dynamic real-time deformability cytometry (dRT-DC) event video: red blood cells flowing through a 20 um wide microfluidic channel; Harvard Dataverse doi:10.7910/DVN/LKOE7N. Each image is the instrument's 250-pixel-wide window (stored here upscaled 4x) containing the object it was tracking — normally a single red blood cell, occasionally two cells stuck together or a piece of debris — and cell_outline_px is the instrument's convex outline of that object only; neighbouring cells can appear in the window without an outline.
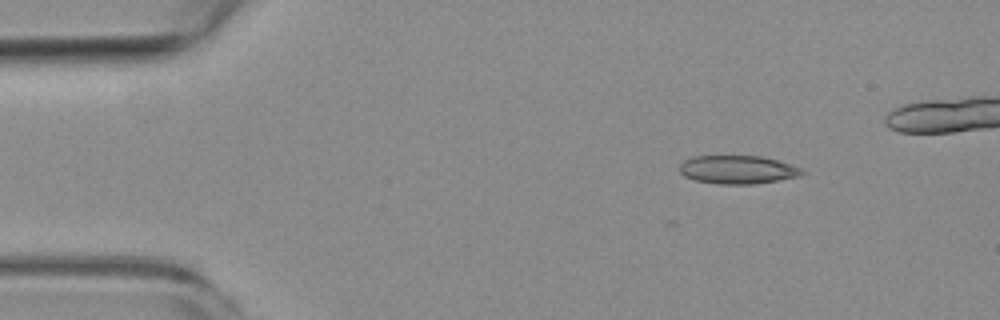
{"species": "common noctule bat (a hibernating species)", "species_latin": "Nyctalus noctula", "temperature_condition": "room temperature", "stored_images_in_passage": 4, "camera_frame_rate_fps": 3000, "um_per_image_px": 0.085, "animal": {"sex": "female", "body_mass_g": 19.3, "forearm_length_mm": 54.1}, "frame": {"image": 1, "passage_image": 1, "time_ms": 0.0, "image_size_px": [1000, 320], "cell_outline_px": [[804, 172], [800, 176], [756, 184], [720, 184], [696, 180], [684, 176], [680, 172], [680, 164], [684, 160], [692, 156], [764, 156], [800, 168]], "centroid_in_image_um": [62.67, 14.42], "position_along_channel_um": 22.3, "area_um2": 20.11}}